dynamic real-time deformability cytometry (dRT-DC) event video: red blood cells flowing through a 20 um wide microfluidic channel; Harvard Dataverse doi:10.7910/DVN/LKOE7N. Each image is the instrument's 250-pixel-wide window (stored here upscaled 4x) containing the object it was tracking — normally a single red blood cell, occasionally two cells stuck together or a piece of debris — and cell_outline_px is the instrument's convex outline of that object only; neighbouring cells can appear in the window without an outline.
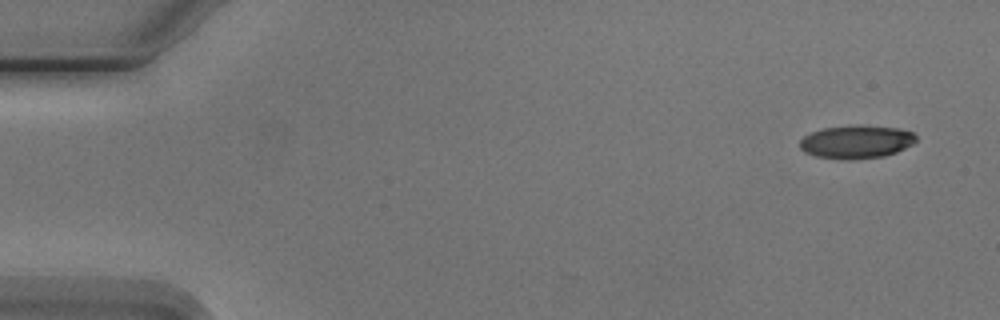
{"species": "Egyptian fruit bat (a non-hibernating species)", "species_latin": "Rousettus aegyptiacus", "temperature_condition": "cold", "stored_images_in_passage": 4, "camera_frame_rate_fps": 3000, "um_per_image_px": 0.085, "animal": {"sex": "male"}, "frame": {"image": 1, "passage_image": 1, "time_ms": 0.0, "image_size_px": [1000, 320], "cell_outline_px": [[916, 140], [912, 144], [896, 152], [884, 156], [844, 160], [816, 156], [804, 152], [800, 148], [800, 140], [804, 136], [812, 132], [824, 128], [860, 124], [900, 128], [912, 132], [916, 136]], "centroid_in_image_um": [72.79, 12.04], "position_along_channel_um": 12.2, "area_um2": 22.54}}